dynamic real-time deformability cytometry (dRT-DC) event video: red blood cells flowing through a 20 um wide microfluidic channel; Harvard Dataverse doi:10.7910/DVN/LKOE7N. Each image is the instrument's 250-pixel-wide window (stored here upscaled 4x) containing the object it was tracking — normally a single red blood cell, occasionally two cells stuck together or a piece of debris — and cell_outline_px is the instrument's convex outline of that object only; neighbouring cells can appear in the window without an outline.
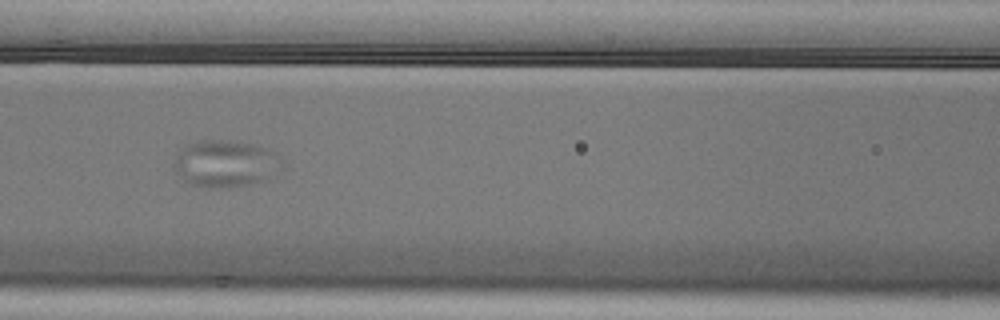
{"species": "Egyptian fruit bat (a non-hibernating species)", "species_latin": "Rousettus aegyptiacus", "temperature_condition": "cold", "stored_images_in_passage": 9, "camera_frame_rate_fps": 3000, "um_per_image_px": 0.085, "animal": {"sex": "male"}, "frame": {"image": 1, "passage_image": 6, "time_ms": 1.667, "image_size_px": [1000, 320], "cell_outline_px": [[268, 180], [248, 184], [224, 188], [204, 188], [192, 184], [184, 180], [176, 172], [172, 164], [176, 156], [184, 144], [200, 140], [228, 140], [252, 144], [264, 148], [268, 152]], "centroid_in_image_um": [18.84, 13.91], "position_along_channel_um": 147.8, "area_um2": 27.74}}
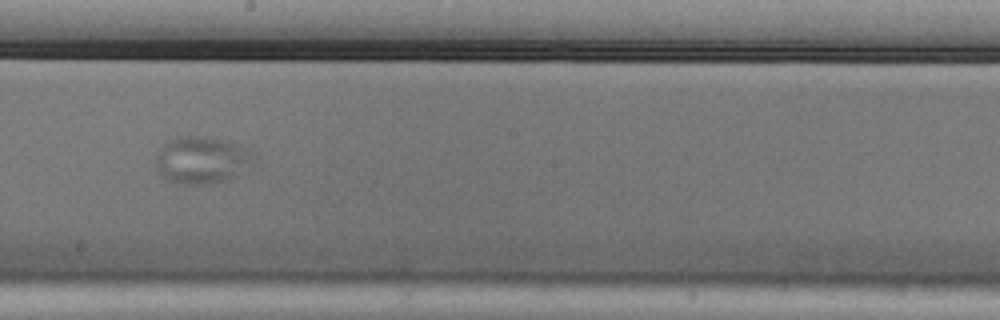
{"frame": {"image": 2, "passage_image": 8, "time_ms": 2.333, "image_size_px": [1000, 320], "cell_outline_px": [[256, 156], [236, 176], [228, 180], [212, 184], [176, 184], [168, 180], [156, 172], [156, 152], [164, 140], [180, 136], [204, 136], [224, 140], [240, 144]], "centroid_in_image_um": [17.07, 13.59], "position_along_channel_um": 231.1, "area_um2": 27.28}}
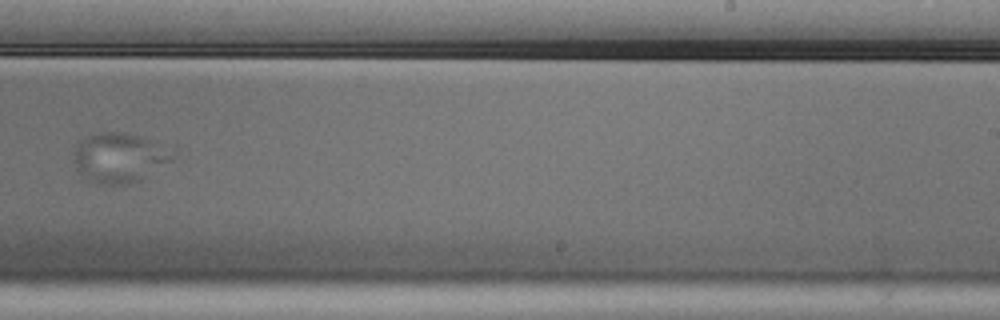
{"frame": {"image": 3, "passage_image": 9, "time_ms": 2.667, "image_size_px": [1000, 320], "cell_outline_px": [[180, 148], [176, 156], [172, 160], [140, 180], [120, 184], [100, 184], [88, 180], [76, 168], [76, 144], [84, 136], [92, 132], [116, 132], [180, 144]], "centroid_in_image_um": [10.31, 13.34], "position_along_channel_um": 278.7, "area_um2": 29.48}}